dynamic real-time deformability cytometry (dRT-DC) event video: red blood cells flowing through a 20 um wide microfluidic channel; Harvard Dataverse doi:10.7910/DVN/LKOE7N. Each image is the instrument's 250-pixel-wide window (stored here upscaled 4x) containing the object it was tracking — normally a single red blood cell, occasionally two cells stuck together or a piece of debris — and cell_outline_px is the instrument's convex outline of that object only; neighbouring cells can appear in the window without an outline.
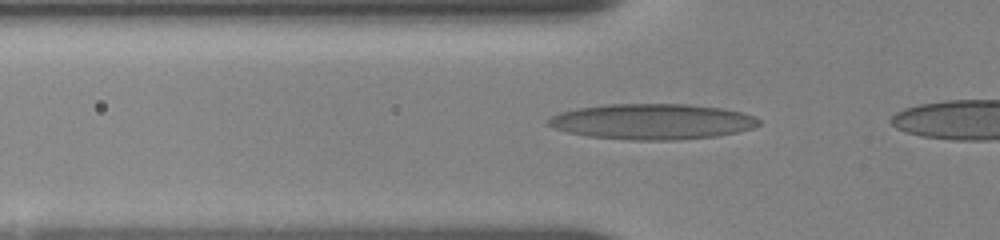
{"species": "human", "species_latin": "Homo sapiens", "temperature_condition": "room temperature", "stored_images_in_passage": 17, "camera_frame_rate_fps": 3000, "um_per_image_px": 0.085, "donor": {"sex": "female"}, "frame": {"image": 1, "passage_image": 4, "time_ms": 1.0, "image_size_px": [1000, 240], "cell_outline_px": [[760, 124], [752, 128], [736, 132], [716, 136], [676, 140], [636, 140], [588, 136], [568, 132], [556, 128], [548, 124], [548, 120], [552, 116], [560, 112], [576, 108], [608, 104], [688, 104], [724, 108], [740, 112], [752, 116], [760, 120]], "centroid_in_image_um": [55.45, 10.33], "position_along_channel_um": 70.4, "area_um2": 43.47}}
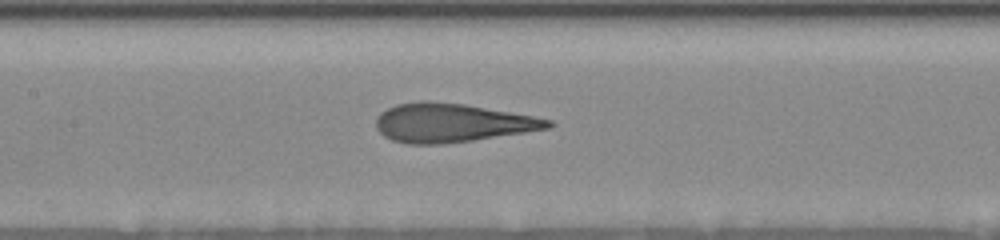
{"frame": {"image": 2, "passage_image": 12, "time_ms": 3.667, "image_size_px": [1000, 240], "cell_outline_px": [[556, 124], [552, 128], [472, 140], [444, 144], [408, 144], [392, 140], [384, 136], [376, 128], [376, 120], [380, 112], [396, 104], [420, 100], [428, 100], [464, 104], [532, 116], [552, 120]], "centroid_in_image_um": [38.39, 10.44], "position_along_channel_um": 169.0, "area_um2": 38.84}}
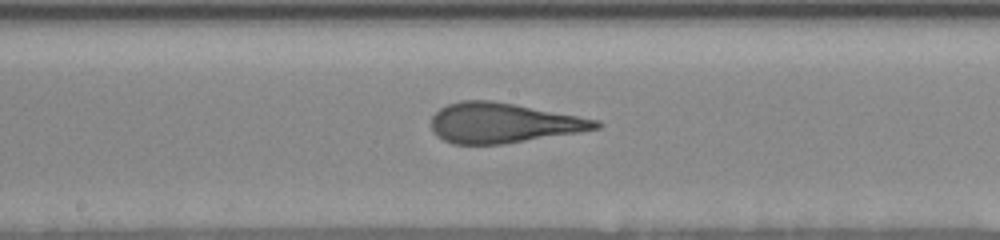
{"frame": {"image": 3, "passage_image": 15, "time_ms": 4.667, "image_size_px": [1000, 240], "cell_outline_px": [[604, 124], [600, 128], [580, 132], [504, 144], [452, 144], [436, 136], [432, 132], [432, 116], [440, 108], [448, 104], [460, 100], [492, 100], [516, 104], [600, 120]], "centroid_in_image_um": [42.78, 10.45], "position_along_channel_um": 205.4, "area_um2": 38.61}}